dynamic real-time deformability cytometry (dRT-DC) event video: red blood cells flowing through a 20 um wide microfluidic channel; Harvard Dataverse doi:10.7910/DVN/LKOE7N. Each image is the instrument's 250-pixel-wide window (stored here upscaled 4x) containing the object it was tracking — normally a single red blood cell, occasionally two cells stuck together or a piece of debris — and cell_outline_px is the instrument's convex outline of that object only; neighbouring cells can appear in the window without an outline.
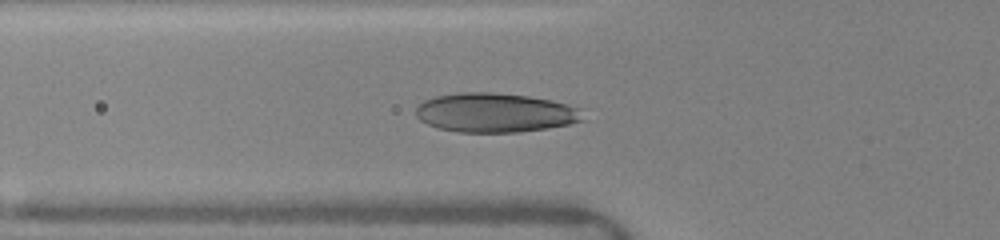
{"species": "human", "species_latin": "Homo sapiens", "temperature_condition": "warm", "stored_images_in_passage": 23, "camera_frame_rate_fps": 3000, "um_per_image_px": 0.085, "donor": {"sex": "female"}, "frame": {"image": 1, "passage_image": 23, "time_ms": 5.333, "image_size_px": [1000, 240], "cell_outline_px": [[584, 120], [568, 124], [548, 128], [516, 132], [456, 132], [436, 128], [420, 120], [416, 116], [416, 108], [424, 100], [436, 96], [460, 92], [492, 92], [528, 96], [552, 100], [568, 104], [580, 108]], "centroid_in_image_um": [42.08, 9.58], "position_along_channel_um": 83.7, "area_um2": 38.32}}